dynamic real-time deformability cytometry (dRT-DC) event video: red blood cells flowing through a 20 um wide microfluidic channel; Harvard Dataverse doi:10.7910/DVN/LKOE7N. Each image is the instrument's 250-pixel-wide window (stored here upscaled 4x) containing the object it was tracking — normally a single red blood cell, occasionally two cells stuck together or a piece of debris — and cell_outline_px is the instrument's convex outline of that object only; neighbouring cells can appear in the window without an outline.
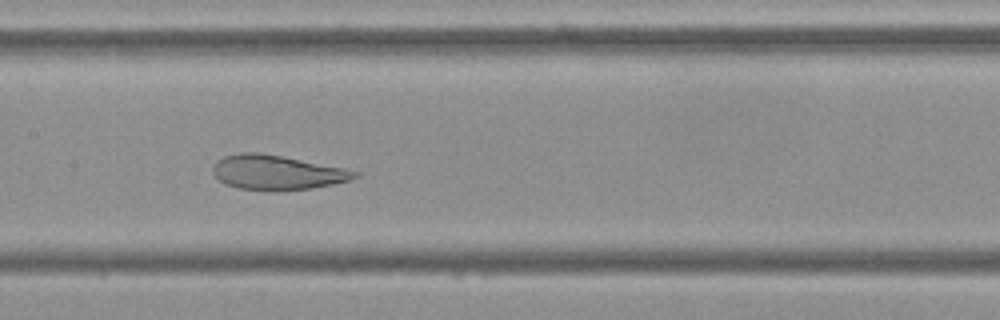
{"species": "Egyptian fruit bat (a non-hibernating species)", "species_latin": "Rousettus aegyptiacus", "temperature_condition": "cold", "stored_images_in_passage": 48, "camera_frame_rate_fps": 3000, "um_per_image_px": 0.085, "frame": {"image": 1, "passage_image": 27, "time_ms": 8.667, "image_size_px": [1000, 320], "cell_outline_px": [[360, 176], [348, 180], [332, 184], [312, 188], [240, 188], [224, 184], [212, 172], [212, 168], [216, 160], [224, 156], [240, 152], [256, 152], [280, 156], [344, 168], [360, 172]], "centroid_in_image_um": [23.52, 14.62], "position_along_channel_um": 183.9, "area_um2": 27.57}}
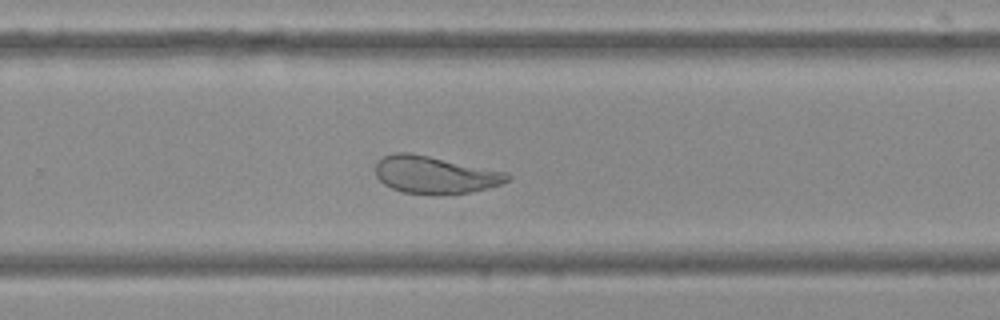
{"frame": {"image": 2, "passage_image": 36, "time_ms": 11.667, "image_size_px": [1000, 320], "cell_outline_px": [[512, 176], [508, 180], [500, 184], [488, 188], [472, 192], [400, 192], [384, 184], [376, 176], [376, 164], [384, 156], [396, 152], [408, 152], [508, 172]], "centroid_in_image_um": [36.98, 14.83], "position_along_channel_um": 292.8, "area_um2": 27.92}}
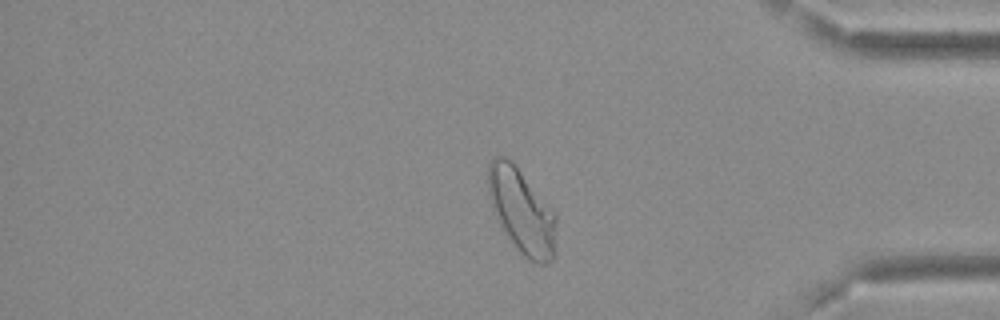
{"frame": {"image": 3, "passage_image": 46, "time_ms": 15.0, "image_size_px": [1000, 320], "cell_outline_px": [[556, 252], [552, 260], [548, 264], [540, 264], [524, 256], [520, 252], [500, 228], [496, 220], [488, 196], [488, 164], [496, 156], [504, 156], [516, 164], [556, 212]], "centroid_in_image_um": [44.36, 17.94], "position_along_channel_um": 390.8, "area_um2": 34.33}}